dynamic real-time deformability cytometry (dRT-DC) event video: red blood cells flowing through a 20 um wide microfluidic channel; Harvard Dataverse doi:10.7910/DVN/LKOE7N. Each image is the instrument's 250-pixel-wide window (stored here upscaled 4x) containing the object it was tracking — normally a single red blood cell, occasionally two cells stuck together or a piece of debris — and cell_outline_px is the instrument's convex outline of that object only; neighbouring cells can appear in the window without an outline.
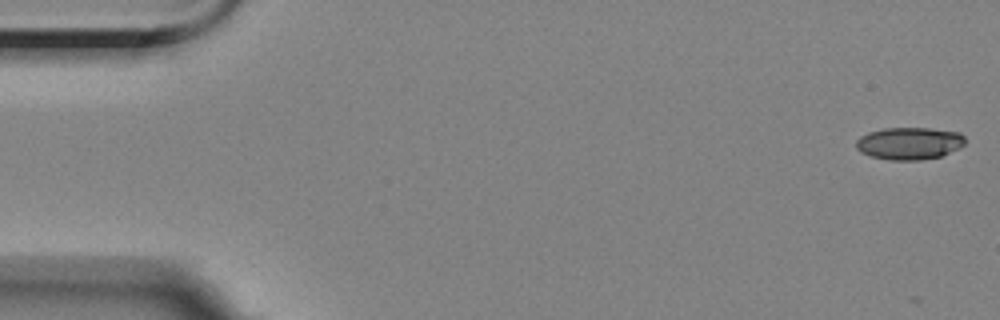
{"species": "Egyptian fruit bat (a non-hibernating species)", "species_latin": "Rousettus aegyptiacus", "temperature_condition": "room temperature", "stored_images_in_passage": 4, "camera_frame_rate_fps": 3000, "um_per_image_px": 0.085, "animal": {"sex": "female"}, "frame": {"image": 1, "passage_image": 1, "time_ms": 0.0, "image_size_px": [1000, 320], "cell_outline_px": [[964, 144], [960, 148], [940, 156], [920, 160], [888, 160], [872, 156], [860, 152], [856, 148], [856, 140], [860, 136], [868, 132], [884, 128], [928, 128], [960, 132], [964, 136]], "centroid_in_image_um": [77.28, 12.18], "position_along_channel_um": 7.7, "area_um2": 20.58}}